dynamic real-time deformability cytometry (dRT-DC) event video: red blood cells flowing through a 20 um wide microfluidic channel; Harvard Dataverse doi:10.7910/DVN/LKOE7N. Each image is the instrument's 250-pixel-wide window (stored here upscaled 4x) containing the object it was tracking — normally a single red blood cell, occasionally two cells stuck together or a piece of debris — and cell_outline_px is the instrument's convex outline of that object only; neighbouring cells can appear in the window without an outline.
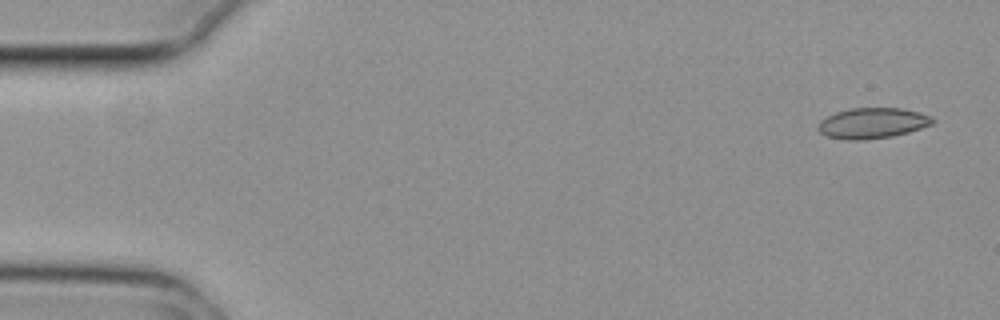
{"species": "common noctule bat (a hibernating species)", "species_latin": "Nyctalus noctula", "temperature_condition": "cold", "stored_images_in_passage": 17, "camera_frame_rate_fps": 3000, "um_per_image_px": 0.085, "animal": {"sex": "female", "body_mass_g": 29.2, "forearm_length_mm": 56.3}, "frame": {"image": 1, "passage_image": 1, "time_ms": 0.0, "image_size_px": [1000, 320], "cell_outline_px": [[936, 120], [932, 124], [908, 132], [892, 136], [864, 140], [848, 140], [824, 136], [816, 128], [820, 120], [836, 112], [852, 108], [900, 108], [932, 116]], "centroid_in_image_um": [74.12, 10.47], "position_along_channel_um": 10.9, "area_um2": 20.4}}
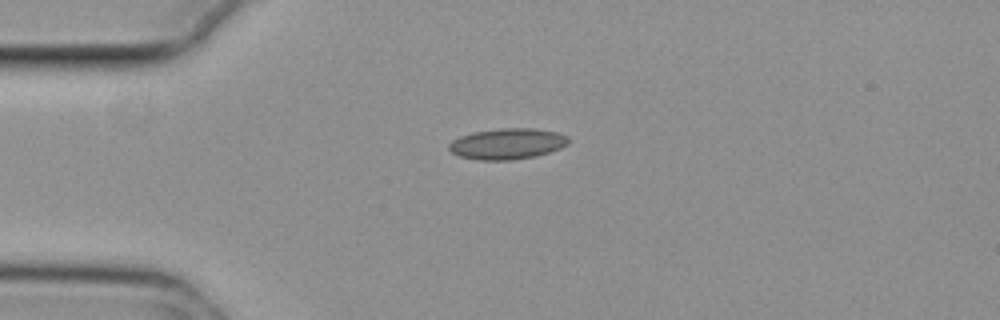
{"frame": {"image": 2, "passage_image": 12, "time_ms": 3.667, "image_size_px": [1000, 320], "cell_outline_px": [[572, 140], [568, 144], [560, 148], [536, 156], [512, 160], [476, 160], [460, 156], [452, 152], [448, 148], [448, 144], [452, 140], [460, 136], [472, 132], [500, 128], [532, 128], [556, 132], [568, 136]], "centroid_in_image_um": [43.12, 12.22], "position_along_channel_um": 41.9, "area_um2": 21.68}}